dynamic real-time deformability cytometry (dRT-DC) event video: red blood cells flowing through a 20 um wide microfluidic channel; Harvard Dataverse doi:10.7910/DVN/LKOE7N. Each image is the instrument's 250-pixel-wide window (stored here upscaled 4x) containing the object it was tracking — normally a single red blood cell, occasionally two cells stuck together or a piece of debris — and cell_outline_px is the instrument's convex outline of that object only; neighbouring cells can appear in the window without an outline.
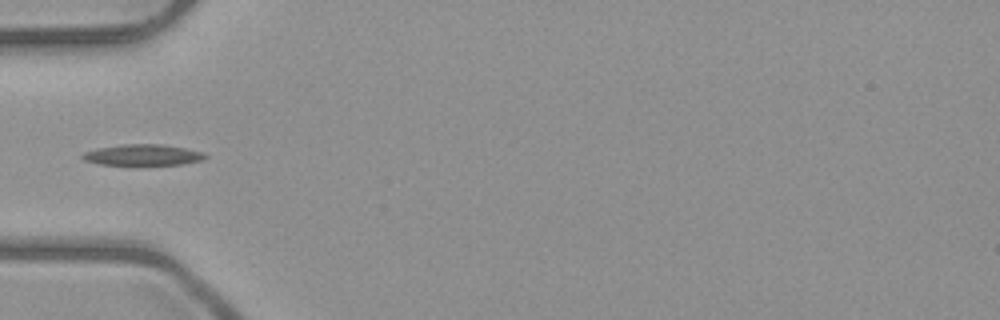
{"species": "common noctule bat (a hibernating species)", "species_latin": "Nyctalus noctula", "temperature_condition": "room temperature", "stored_images_in_passage": 3, "camera_frame_rate_fps": 3000, "um_per_image_px": 0.085, "animal": {"sex": "male", "body_mass_g": 23.1, "forearm_length_mm": 52.7}, "frame": {"image": 1, "passage_image": 3, "time_ms": 2.333, "image_size_px": [1000, 320], "cell_outline_px": [[208, 156], [200, 160], [184, 164], [100, 164], [84, 160], [80, 156], [84, 152], [100, 148], [120, 144], [160, 144], [184, 148], [204, 152]], "centroid_in_image_um": [12.14, 13.16], "position_along_channel_um": 72.9, "area_um2": 14.74}}